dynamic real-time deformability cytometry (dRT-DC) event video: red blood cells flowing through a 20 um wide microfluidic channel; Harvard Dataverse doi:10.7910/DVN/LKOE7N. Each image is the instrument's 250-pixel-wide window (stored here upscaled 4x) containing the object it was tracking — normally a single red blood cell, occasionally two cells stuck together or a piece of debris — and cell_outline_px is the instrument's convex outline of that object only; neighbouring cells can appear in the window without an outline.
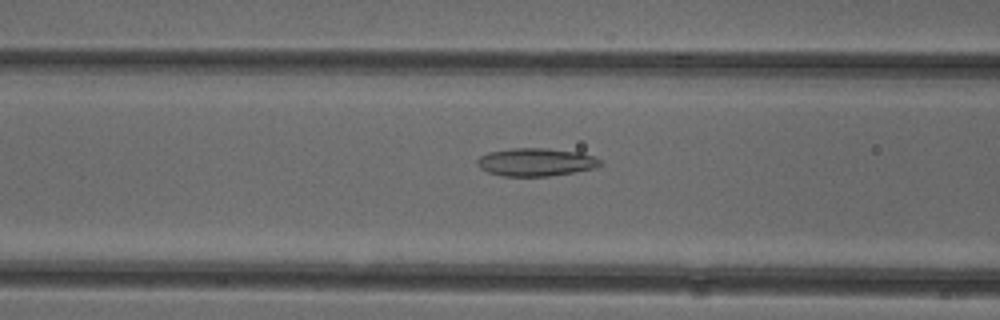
{"species": "common noctule bat (a hibernating species)", "species_latin": "Nyctalus noctula", "temperature_condition": "cold", "stored_images_in_passage": 52, "camera_frame_rate_fps": 3000, "um_per_image_px": 0.085, "animal": {"sex": "female"}, "frame": {"image": 1, "passage_image": 21, "time_ms": 6.667, "image_size_px": [1000, 320], "cell_outline_px": [[604, 164], [596, 168], [548, 176], [504, 176], [488, 172], [480, 168], [476, 164], [476, 160], [480, 156], [488, 152], [512, 148], [548, 148], [580, 152], [592, 156], [600, 160]], "centroid_in_image_um": [45.54, 13.77], "position_along_channel_um": 121.1, "area_um2": 20.11}}
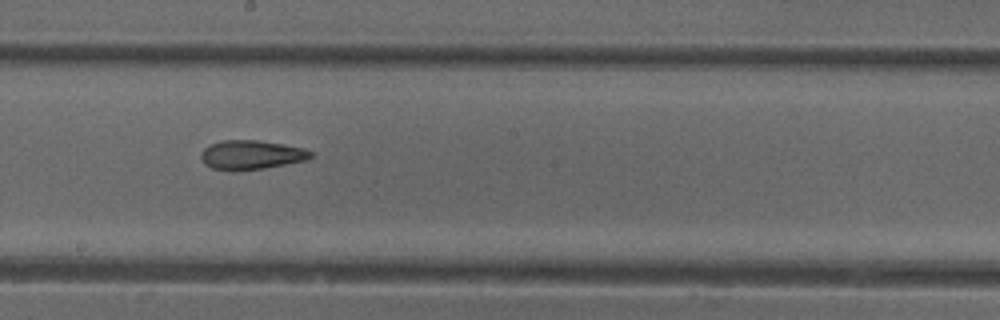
{"frame": {"image": 2, "passage_image": 29, "time_ms": 9.333, "image_size_px": [1000, 320], "cell_outline_px": [[312, 156], [308, 160], [264, 168], [232, 172], [212, 168], [204, 164], [200, 160], [200, 152], [208, 144], [220, 140], [256, 140], [304, 148], [312, 152]], "centroid_in_image_um": [21.29, 13.17], "position_along_channel_um": 226.9, "area_um2": 18.96}}
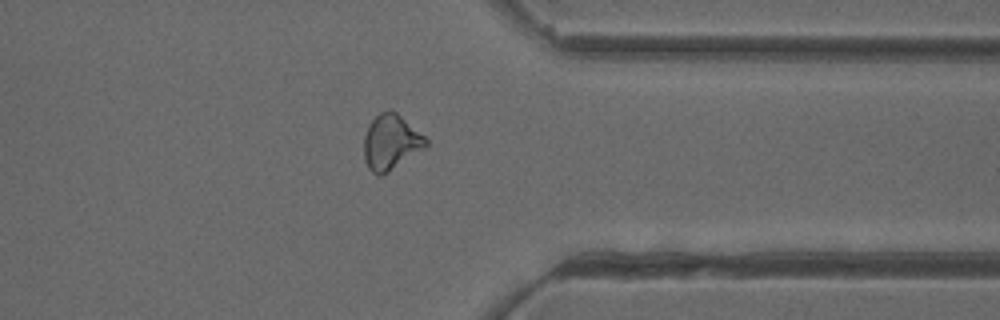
{"frame": {"image": 3, "passage_image": 41, "time_ms": 13.333, "image_size_px": [1000, 320], "cell_outline_px": [[428, 144], [424, 148], [388, 172], [380, 176], [376, 176], [368, 168], [364, 160], [364, 136], [368, 124], [380, 112], [392, 108], [424, 136], [428, 140]], "centroid_in_image_um": [33.19, 12.08], "position_along_channel_um": 378.2, "area_um2": 19.94}, "authors_computed_cell_mechanics": {"area_um2": 20.0566, "velocity_mm_per_s": 3.9559, "shape_relaxation_time_tau1_ms": null, "shape_relaxation_time_tau2_ms": 2.879, "deformation_change_tau1": null, "deformation_change_tau2": 0.1112}}